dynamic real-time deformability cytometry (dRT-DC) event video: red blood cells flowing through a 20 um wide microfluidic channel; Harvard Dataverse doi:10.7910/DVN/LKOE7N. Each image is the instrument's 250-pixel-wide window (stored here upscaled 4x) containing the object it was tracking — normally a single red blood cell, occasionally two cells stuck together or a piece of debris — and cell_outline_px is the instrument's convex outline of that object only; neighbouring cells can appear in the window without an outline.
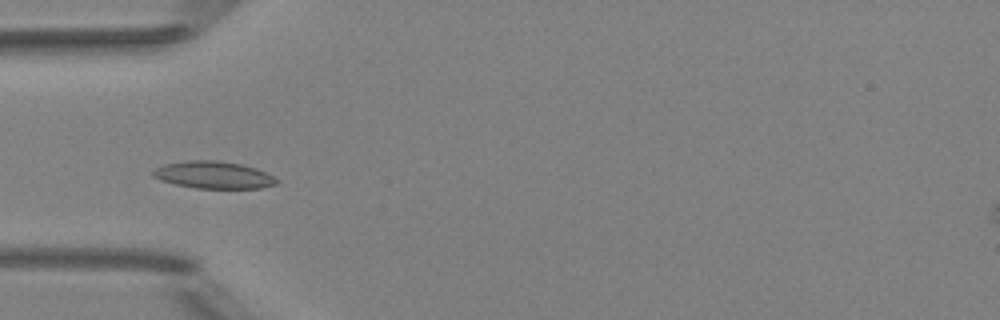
{"species": "Egyptian fruit bat (a non-hibernating species)", "species_latin": "Rousettus aegyptiacus", "temperature_condition": "room temperature", "stored_images_in_passage": 7, "camera_frame_rate_fps": 3000, "um_per_image_px": 0.085, "animal": {"sex": "female"}, "frame": {"image": 1, "passage_image": 4, "time_ms": 4.333, "image_size_px": [1000, 320], "cell_outline_px": [[280, 184], [260, 188], [196, 188], [176, 184], [160, 180], [152, 176], [152, 172], [156, 168], [164, 164], [184, 160], [216, 160], [240, 164], [256, 168], [280, 180]], "centroid_in_image_um": [18.16, 14.87], "position_along_channel_um": 66.8, "area_um2": 19.65}}
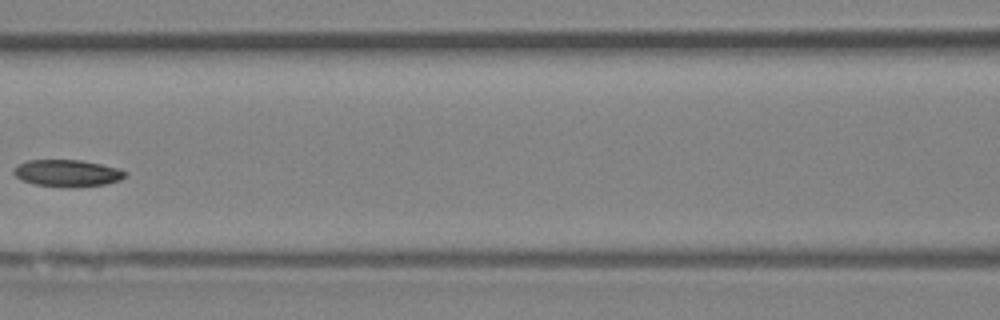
{"frame": {"image": 2, "passage_image": 6, "time_ms": 6.667, "image_size_px": [1000, 320], "cell_outline_px": [[128, 176], [120, 180], [104, 184], [68, 188], [36, 184], [24, 180], [16, 176], [12, 172], [12, 168], [28, 160], [80, 160], [100, 164], [116, 168], [128, 172]], "centroid_in_image_um": [5.74, 14.72], "position_along_channel_um": 160.9, "area_um2": 17.4}}
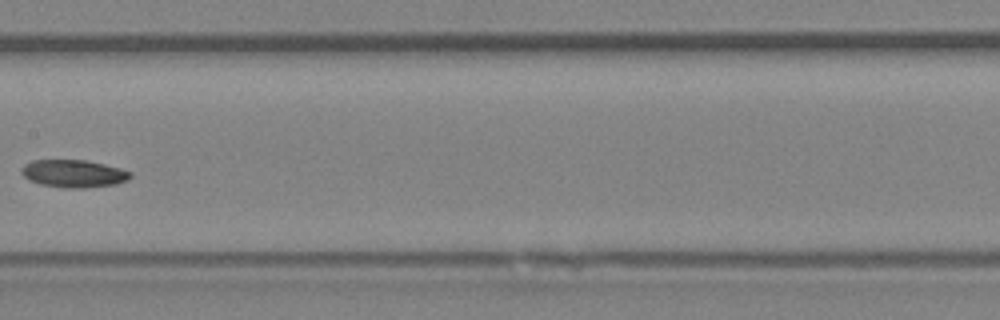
{"frame": {"image": 3, "passage_image": 7, "time_ms": 7.667, "image_size_px": [1000, 320], "cell_outline_px": [[132, 176], [128, 180], [116, 184], [84, 188], [64, 188], [40, 184], [28, 180], [20, 172], [20, 168], [24, 164], [32, 160], [88, 160], [120, 168], [132, 172]], "centroid_in_image_um": [6.25, 14.75], "position_along_channel_um": 201.2, "area_um2": 17.74}}